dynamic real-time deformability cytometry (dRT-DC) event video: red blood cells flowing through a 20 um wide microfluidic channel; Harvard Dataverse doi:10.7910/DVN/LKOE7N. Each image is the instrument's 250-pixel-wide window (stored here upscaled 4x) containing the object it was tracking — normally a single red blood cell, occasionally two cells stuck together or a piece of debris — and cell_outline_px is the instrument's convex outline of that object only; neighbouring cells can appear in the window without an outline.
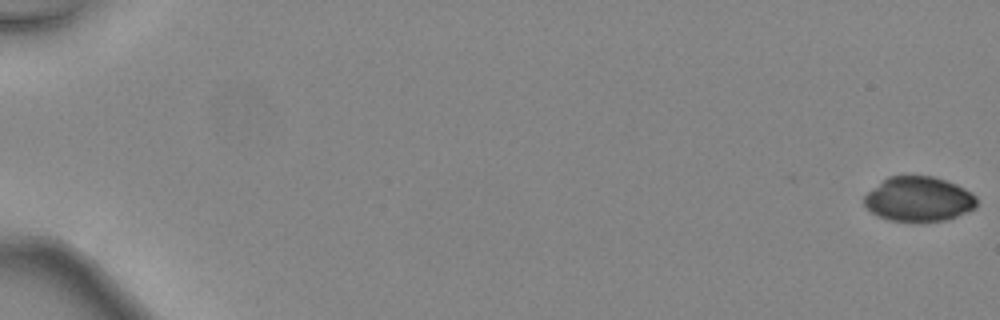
{"species": "common noctule bat (a hibernating species)", "species_latin": "Nyctalus noctula", "temperature_condition": "warm", "stored_images_in_passage": 10, "camera_frame_rate_fps": 3000, "um_per_image_px": 0.085, "animal": {"sex": "female", "body_mass_g": 24.6, "forearm_length_mm": 56.2}, "frame": {"image": 1, "passage_image": 1, "time_ms": 0.0, "image_size_px": [1000, 320], "cell_outline_px": [[976, 208], [968, 212], [944, 220], [888, 220], [872, 212], [864, 204], [864, 196], [868, 192], [888, 176], [932, 176], [956, 184], [972, 192], [976, 196]], "centroid_in_image_um": [78.11, 16.9], "position_along_channel_um": 6.9, "area_um2": 28.9}}